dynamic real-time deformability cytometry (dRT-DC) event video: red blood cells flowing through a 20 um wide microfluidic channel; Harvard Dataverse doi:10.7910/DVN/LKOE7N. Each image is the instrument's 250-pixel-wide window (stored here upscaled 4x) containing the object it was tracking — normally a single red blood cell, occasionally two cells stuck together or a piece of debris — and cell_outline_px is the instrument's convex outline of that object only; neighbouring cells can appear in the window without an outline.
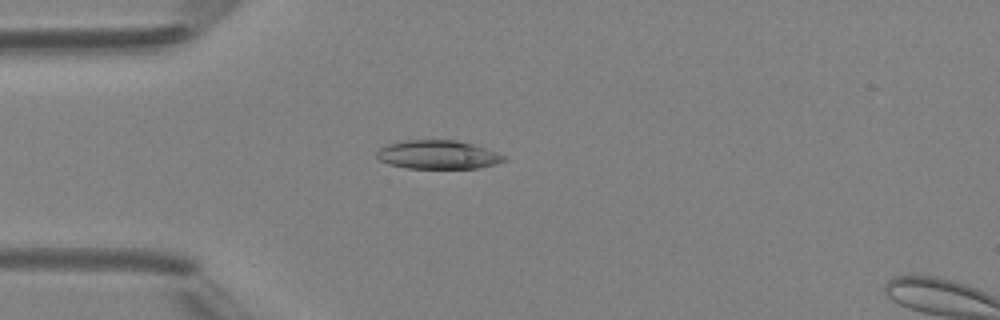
{"species": "Egyptian fruit bat (a non-hibernating species)", "species_latin": "Rousettus aegyptiacus", "temperature_condition": "room temperature", "stored_images_in_passage": 2, "camera_frame_rate_fps": 3000, "um_per_image_px": 0.085, "animal": {"sex": "female"}, "frame": {"image": 1, "passage_image": 1, "time_ms": 0.0, "image_size_px": [1000, 320], "cell_outline_px": [[508, 160], [496, 164], [476, 168], [408, 168], [388, 164], [380, 160], [376, 156], [376, 152], [380, 148], [388, 144], [408, 140], [456, 140], [472, 144], [508, 156]], "centroid_in_image_um": [37.25, 13.15], "position_along_channel_um": 47.8, "area_um2": 21.21}}